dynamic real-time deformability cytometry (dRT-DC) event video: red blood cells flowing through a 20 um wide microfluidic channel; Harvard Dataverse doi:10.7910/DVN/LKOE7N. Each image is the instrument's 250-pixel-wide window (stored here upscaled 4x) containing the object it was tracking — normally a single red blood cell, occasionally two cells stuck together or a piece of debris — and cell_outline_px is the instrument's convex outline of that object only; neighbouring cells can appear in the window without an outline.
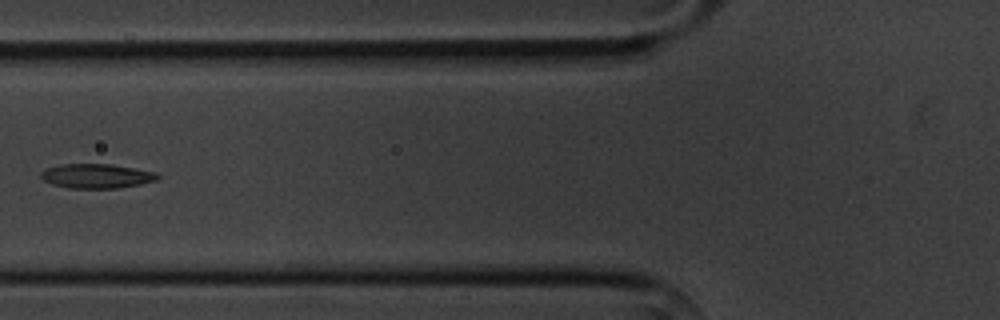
{"species": "common noctule bat (a hibernating species)", "species_latin": "Nyctalus noctula", "temperature_condition": "cold", "stored_images_in_passage": 6, "camera_frame_rate_fps": 3000, "um_per_image_px": 0.085, "animal": {"sex": "male", "body_mass_g": 20.1, "forearm_length_mm": 53.5}, "frame": {"image": 1, "passage_image": 6, "time_ms": 6.0, "image_size_px": [1000, 320], "cell_outline_px": [[160, 176], [156, 180], [140, 184], [116, 188], [68, 188], [52, 184], [44, 180], [40, 176], [40, 172], [48, 168], [60, 164], [112, 164], [136, 168], [156, 172]], "centroid_in_image_um": [8.21, 14.95], "position_along_channel_um": 117.6, "area_um2": 16.59}}